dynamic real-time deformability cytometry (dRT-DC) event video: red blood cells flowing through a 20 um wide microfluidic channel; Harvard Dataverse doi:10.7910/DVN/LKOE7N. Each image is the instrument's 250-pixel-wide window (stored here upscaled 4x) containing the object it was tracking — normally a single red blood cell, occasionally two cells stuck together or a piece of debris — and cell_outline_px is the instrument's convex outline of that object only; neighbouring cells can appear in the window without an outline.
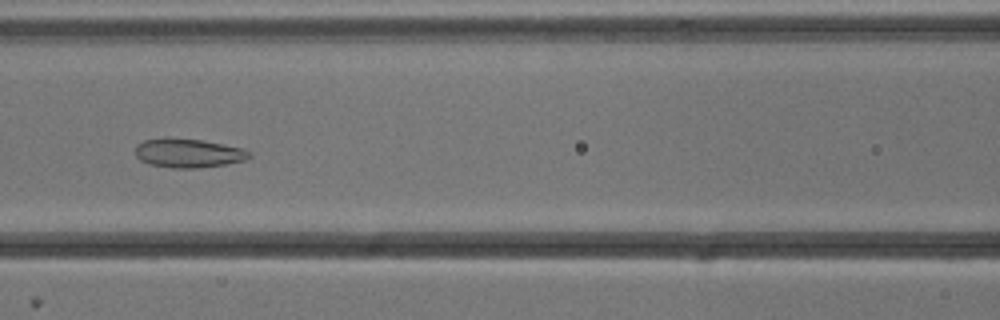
{"species": "common noctule bat (a hibernating species)", "species_latin": "Nyctalus noctula", "temperature_condition": "cold", "stored_images_in_passage": 40, "camera_frame_rate_fps": 3000, "um_per_image_px": 0.085, "animal": {"sex": "male", "body_mass_g": 13.3}, "frame": {"image": 1, "passage_image": 23, "time_ms": 7.333, "image_size_px": [1000, 320], "cell_outline_px": [[252, 156], [244, 160], [224, 164], [196, 168], [172, 168], [148, 164], [140, 160], [136, 156], [136, 144], [144, 140], [168, 136], [200, 140], [224, 144], [240, 148], [252, 152]], "centroid_in_image_um": [15.96, 12.99], "position_along_channel_um": 150.6, "area_um2": 19.42}}
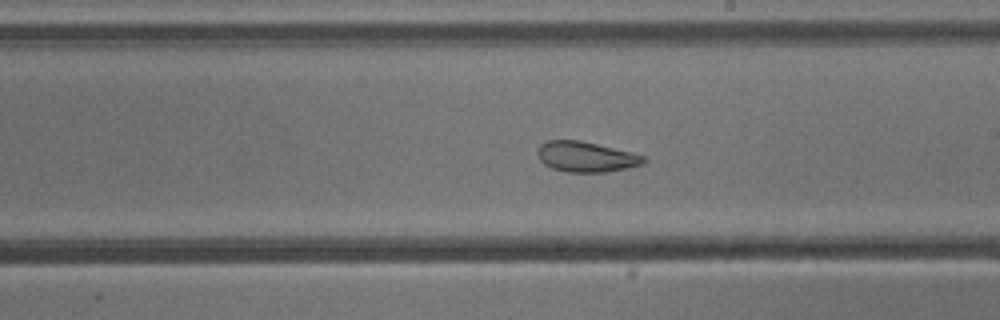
{"frame": {"image": 2, "passage_image": 30, "time_ms": 9.667, "image_size_px": [1000, 320], "cell_outline_px": [[648, 160], [644, 164], [628, 168], [608, 172], [568, 172], [552, 168], [544, 164], [540, 160], [536, 152], [540, 144], [548, 140], [580, 140], [632, 152], [644, 156]], "centroid_in_image_um": [49.83, 13.33], "position_along_channel_um": 239.2, "area_um2": 18.96}}
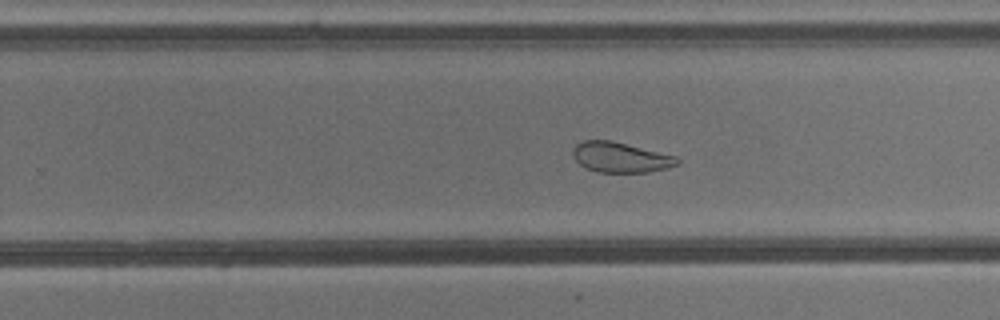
{"frame": {"image": 3, "passage_image": 33, "time_ms": 10.667, "image_size_px": [1000, 320], "cell_outline_px": [[680, 164], [668, 168], [648, 172], [596, 172], [580, 164], [576, 160], [572, 152], [576, 144], [584, 140], [612, 140], [676, 156], [680, 160]], "centroid_in_image_um": [52.77, 13.37], "position_along_channel_um": 277.0, "area_um2": 18.38}, "authors_computed_cell_mechanics": {"area_um2": 20.8369, "velocity_mm_per_s": 3.7983, "shape_relaxation_time_tau1_ms": null, "shape_relaxation_time_tau2_ms": 2.1725, "deformation_change_tau1": null, "deformation_change_tau2": 0.0846}}